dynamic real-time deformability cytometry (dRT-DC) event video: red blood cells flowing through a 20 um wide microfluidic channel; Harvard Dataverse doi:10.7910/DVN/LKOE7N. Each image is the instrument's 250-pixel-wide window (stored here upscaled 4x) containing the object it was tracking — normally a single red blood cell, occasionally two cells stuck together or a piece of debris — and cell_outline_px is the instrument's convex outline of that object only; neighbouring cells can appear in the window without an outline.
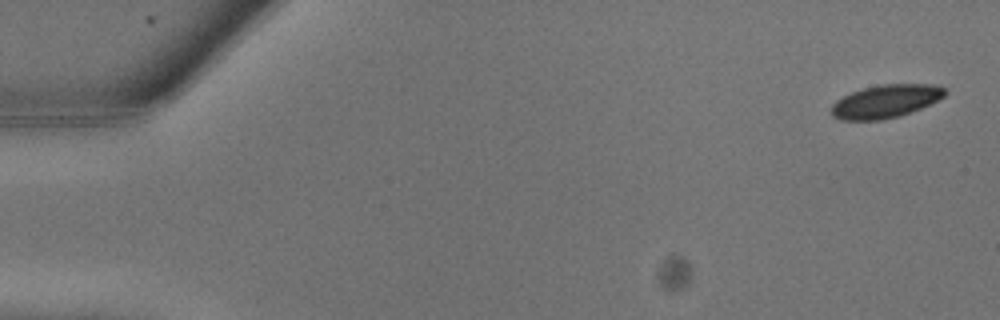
{"species": "common noctule bat (a hibernating species)", "species_latin": "Nyctalus noctula", "temperature_condition": "warm", "stored_images_in_passage": 8, "camera_frame_rate_fps": 3000, "um_per_image_px": 0.085, "animal": {"sex": "male", "body_mass_g": 13.3}, "frame": {"image": 1, "passage_image": 1, "time_ms": 0.0, "image_size_px": [1000, 320], "cell_outline_px": [[948, 92], [944, 96], [920, 108], [900, 116], [880, 120], [840, 120], [832, 116], [832, 104], [836, 100], [852, 92], [864, 88], [880, 84], [936, 84], [944, 88]], "centroid_in_image_um": [75.27, 8.61], "position_along_channel_um": 9.7, "area_um2": 21.79}}
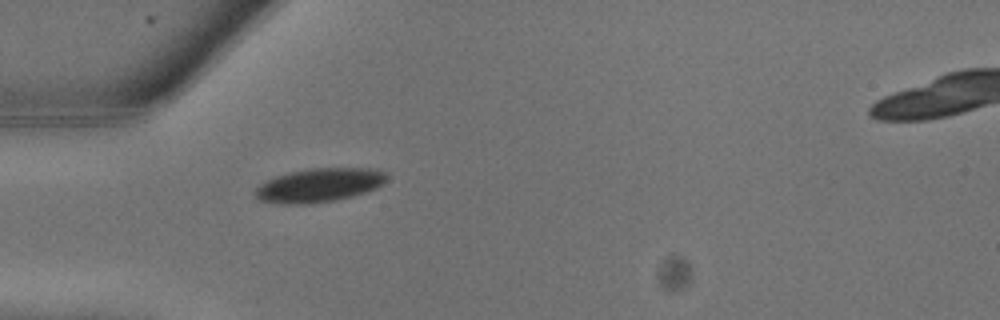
{"frame": {"image": 2, "passage_image": 8, "time_ms": 2.333, "image_size_px": [1000, 320], "cell_outline_px": [[388, 180], [376, 188], [368, 192], [352, 196], [332, 200], [308, 204], [280, 204], [260, 200], [256, 196], [256, 188], [260, 184], [276, 176], [288, 172], [312, 168], [372, 168], [384, 172], [388, 176]], "centroid_in_image_um": [27.16, 15.73], "position_along_channel_um": 57.8, "area_um2": 25.84}}